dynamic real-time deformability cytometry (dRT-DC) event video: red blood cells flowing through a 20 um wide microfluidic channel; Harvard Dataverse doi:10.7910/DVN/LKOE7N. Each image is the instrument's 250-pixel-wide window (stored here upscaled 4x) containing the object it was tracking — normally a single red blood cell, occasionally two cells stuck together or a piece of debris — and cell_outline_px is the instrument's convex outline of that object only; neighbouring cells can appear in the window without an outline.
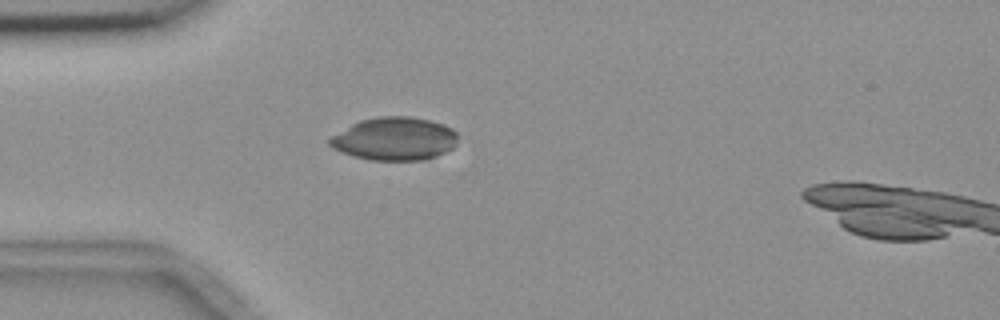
{"species": "common noctule bat (a hibernating species)", "species_latin": "Nyctalus noctula", "temperature_condition": "room temperature", "stored_images_in_passage": 2, "camera_frame_rate_fps": 3000, "um_per_image_px": 0.085, "animal": {"sex": "female", "body_mass_g": 18.4}, "frame": {"image": 1, "passage_image": 1, "time_ms": 0.0, "image_size_px": [1000, 320], "cell_outline_px": [[456, 144], [452, 148], [428, 160], [368, 160], [332, 148], [328, 144], [328, 140], [332, 136], [352, 124], [360, 120], [380, 116], [408, 116], [428, 120], [444, 124], [452, 128], [456, 132]], "centroid_in_image_um": [33.55, 11.8], "position_along_channel_um": 51.4, "area_um2": 32.02}}